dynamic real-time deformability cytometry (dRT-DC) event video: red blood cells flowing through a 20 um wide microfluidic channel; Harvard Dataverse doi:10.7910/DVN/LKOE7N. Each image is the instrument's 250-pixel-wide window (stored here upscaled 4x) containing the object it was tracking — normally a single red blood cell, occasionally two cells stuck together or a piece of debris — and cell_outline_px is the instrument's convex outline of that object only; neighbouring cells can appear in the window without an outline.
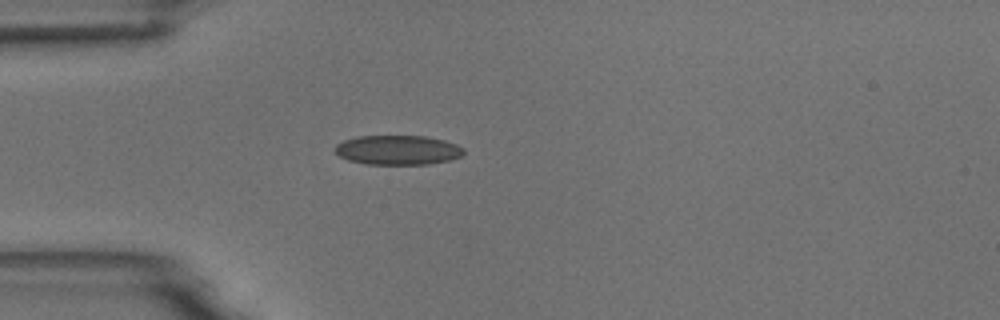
{"species": "common noctule bat (a hibernating species)", "species_latin": "Nyctalus noctula", "temperature_condition": "room temperature", "stored_images_in_passage": 2, "camera_frame_rate_fps": 3000, "um_per_image_px": 0.085, "animal": {"sex": "male", "body_mass_g": 18.8}, "frame": {"image": 1, "passage_image": 1, "time_ms": 0.0, "image_size_px": [1000, 320], "cell_outline_px": [[464, 152], [460, 156], [448, 160], [428, 164], [368, 164], [348, 160], [340, 156], [332, 148], [336, 144], [344, 140], [356, 136], [424, 136], [444, 140], [456, 144], [464, 148]], "centroid_in_image_um": [33.78, 12.74], "position_along_channel_um": 51.2, "area_um2": 22.08}}